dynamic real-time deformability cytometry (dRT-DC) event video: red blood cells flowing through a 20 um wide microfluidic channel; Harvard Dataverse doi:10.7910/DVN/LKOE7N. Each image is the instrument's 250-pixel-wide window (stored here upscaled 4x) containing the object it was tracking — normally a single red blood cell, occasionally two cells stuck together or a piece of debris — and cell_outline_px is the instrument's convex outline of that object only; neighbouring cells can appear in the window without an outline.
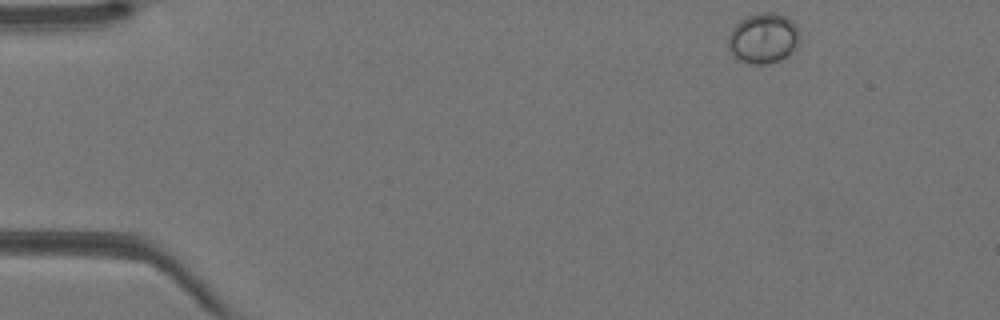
{"species": "Egyptian fruit bat (a non-hibernating species)", "species_latin": "Rousettus aegyptiacus", "temperature_condition": "warm", "stored_images_in_passage": 39, "camera_frame_rate_fps": 3000, "um_per_image_px": 0.085, "animal": {"sex": "female"}, "frame": {"image": 1, "passage_image": 1, "time_ms": 0.0, "image_size_px": [1000, 320], "cell_outline_px": [[800, 40], [780, 60], [768, 64], [752, 64], [740, 60], [728, 48], [728, 36], [732, 28], [740, 20], [748, 16], [764, 12], [776, 12], [792, 20], [796, 24], [800, 32]], "centroid_in_image_um": [64.88, 3.23], "position_along_channel_um": 20.1, "area_um2": 20.75}}
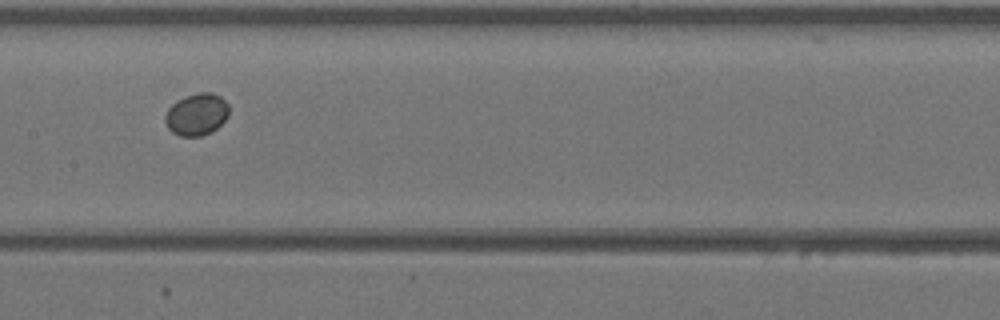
{"frame": {"image": 2, "passage_image": 18, "time_ms": 5.667, "image_size_px": [1000, 320], "cell_outline_px": [[228, 116], [212, 132], [200, 136], [180, 136], [172, 132], [168, 128], [164, 120], [164, 116], [168, 108], [176, 100], [184, 96], [200, 92], [212, 92], [220, 96], [228, 104]], "centroid_in_image_um": [16.69, 9.71], "position_along_channel_um": 190.7, "area_um2": 15.72}}
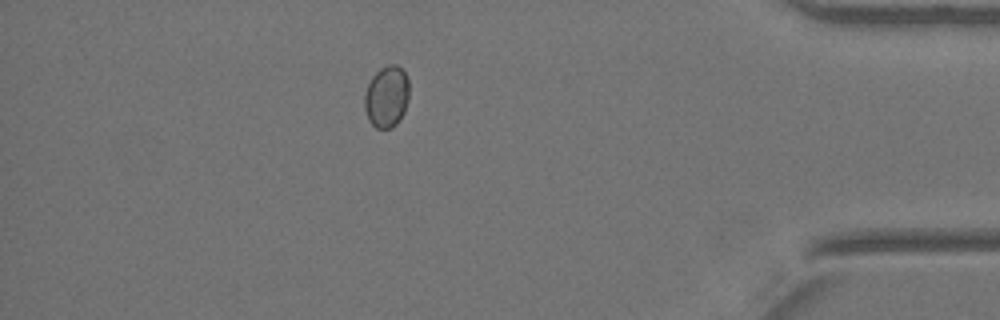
{"frame": {"image": 3, "passage_image": 34, "time_ms": 11.0, "image_size_px": [1000, 320], "cell_outline_px": [[408, 100], [404, 112], [400, 120], [392, 128], [376, 128], [368, 120], [364, 108], [364, 92], [372, 76], [380, 68], [388, 64], [396, 64], [404, 72], [408, 80]], "centroid_in_image_um": [32.85, 8.22], "position_along_channel_um": 402.4, "area_um2": 16.18}}